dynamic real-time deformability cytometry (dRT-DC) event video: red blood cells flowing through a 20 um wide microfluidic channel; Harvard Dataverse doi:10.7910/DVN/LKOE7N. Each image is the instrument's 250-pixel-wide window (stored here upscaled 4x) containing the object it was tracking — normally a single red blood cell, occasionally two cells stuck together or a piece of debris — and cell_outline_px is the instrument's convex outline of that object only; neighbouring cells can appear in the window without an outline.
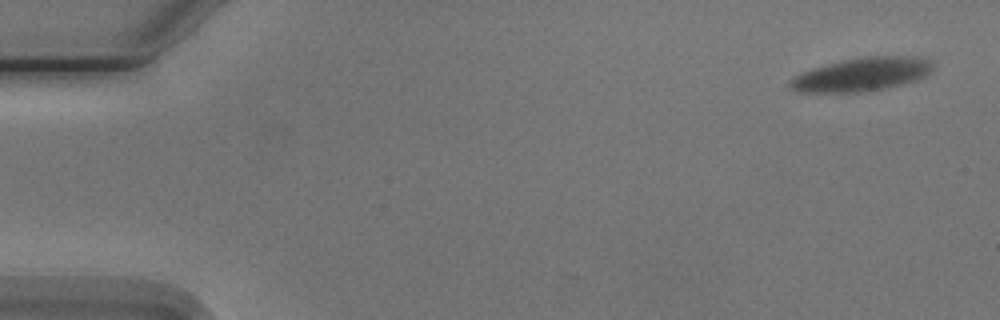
{"species": "Egyptian fruit bat (a non-hibernating species)", "species_latin": "Rousettus aegyptiacus", "temperature_condition": "cold", "stored_images_in_passage": 4, "camera_frame_rate_fps": 3000, "um_per_image_px": 0.085, "animal": {"sex": "male"}, "frame": {"image": 1, "passage_image": 1, "time_ms": 0.0, "image_size_px": [1000, 320], "cell_outline_px": [[932, 68], [924, 76], [900, 84], [884, 88], [856, 92], [800, 92], [792, 88], [788, 84], [800, 72], [812, 68], [844, 60], [868, 56], [920, 56], [932, 60]], "centroid_in_image_um": [73.25, 6.31], "position_along_channel_um": 11.7, "area_um2": 27.34}}